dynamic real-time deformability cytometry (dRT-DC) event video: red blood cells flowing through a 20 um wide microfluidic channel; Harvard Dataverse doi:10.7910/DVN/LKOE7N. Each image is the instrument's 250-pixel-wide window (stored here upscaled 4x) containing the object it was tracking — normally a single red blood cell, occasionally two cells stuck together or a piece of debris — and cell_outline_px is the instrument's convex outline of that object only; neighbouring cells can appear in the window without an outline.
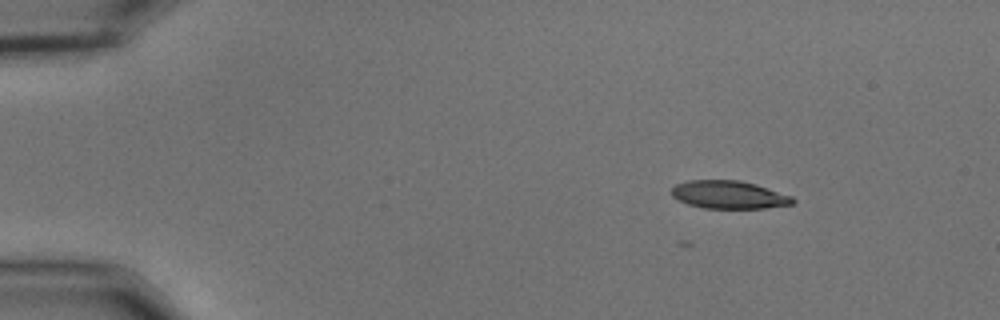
{"species": "common noctule bat (a hibernating species)", "species_latin": "Nyctalus noctula", "temperature_condition": "cold", "stored_images_in_passage": 5, "camera_frame_rate_fps": 3000, "um_per_image_px": 0.085, "animal": {"sex": "male", "body_mass_g": 15.6}, "frame": {"image": 1, "passage_image": 1, "time_ms": 0.0, "image_size_px": [1000, 320], "cell_outline_px": [[796, 200], [792, 204], [764, 208], [704, 208], [688, 204], [672, 196], [672, 188], [676, 184], [688, 180], [740, 180], [756, 184], [792, 196]], "centroid_in_image_um": [61.97, 16.54], "position_along_channel_um": 23.0, "area_um2": 19.65}}